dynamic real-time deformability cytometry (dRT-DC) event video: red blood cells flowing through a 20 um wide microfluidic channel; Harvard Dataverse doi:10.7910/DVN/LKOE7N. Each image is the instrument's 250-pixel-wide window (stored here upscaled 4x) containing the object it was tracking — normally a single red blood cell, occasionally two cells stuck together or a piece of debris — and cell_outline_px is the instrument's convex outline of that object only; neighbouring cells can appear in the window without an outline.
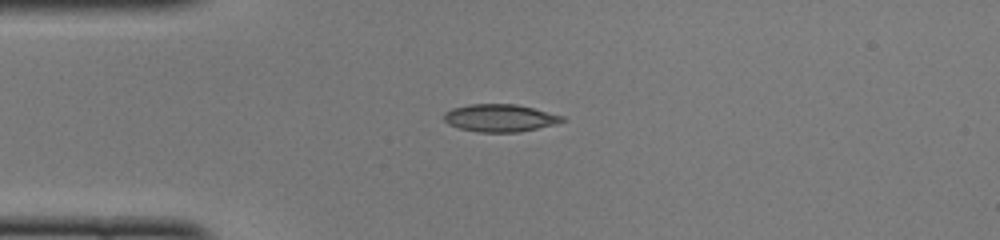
{"species": "common noctule bat (a hibernating species)", "species_latin": "Nyctalus noctula", "temperature_condition": "cold", "stored_images_in_passage": 38, "camera_frame_rate_fps": 3000, "um_per_image_px": 0.085, "animal": {"sex": "female", "body_mass_g": 22.0, "forearm_length_mm": 56.7}, "frame": {"image": 1, "passage_image": 1, "time_ms": 0.0, "image_size_px": [1000, 240], "cell_outline_px": [[564, 120], [556, 124], [516, 132], [480, 132], [460, 128], [448, 124], [444, 120], [444, 112], [452, 108], [468, 104], [516, 104], [564, 116]], "centroid_in_image_um": [42.46, 10.02], "position_along_channel_um": 42.5, "area_um2": 18.79}}
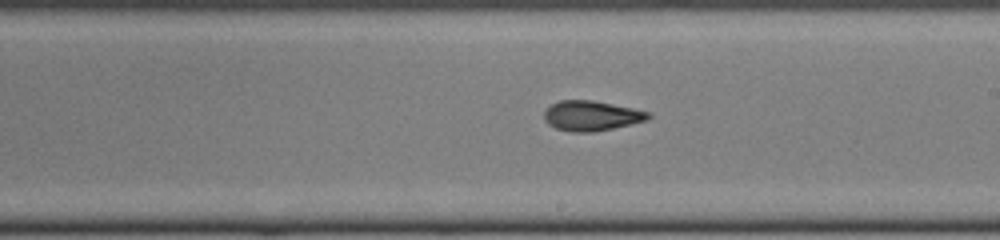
{"frame": {"image": 2, "passage_image": 17, "time_ms": 5.333, "image_size_px": [1000, 240], "cell_outline_px": [[652, 116], [648, 120], [612, 128], [592, 132], [572, 132], [556, 128], [548, 124], [544, 120], [544, 112], [552, 104], [560, 100], [592, 100], [652, 112]], "centroid_in_image_um": [50.28, 9.84], "position_along_channel_um": 238.7, "area_um2": 18.15}}
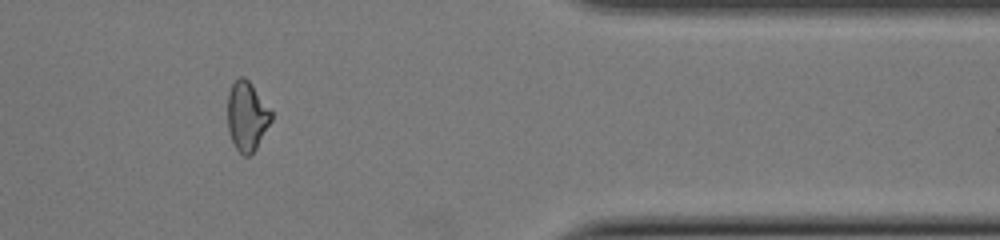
{"frame": {"image": 3, "passage_image": 30, "time_ms": 9.667, "image_size_px": [1000, 240], "cell_outline_px": [[272, 120], [256, 148], [248, 156], [244, 156], [236, 148], [228, 132], [228, 92], [232, 84], [240, 76], [244, 76], [252, 84], [272, 112]], "centroid_in_image_um": [20.98, 9.86], "position_along_channel_um": 390.4, "area_um2": 17.51}, "authors_computed_cell_mechanics": {"area_um2": 18.1492, "velocity_mm_per_s": 4.0327, "shape_relaxation_time_tau1_ms": 6.8107, "shape_relaxation_time_tau2_ms": 2.6691, "deformation_change_tau1": 0.1957, "deformation_change_tau2": 0.0952}}